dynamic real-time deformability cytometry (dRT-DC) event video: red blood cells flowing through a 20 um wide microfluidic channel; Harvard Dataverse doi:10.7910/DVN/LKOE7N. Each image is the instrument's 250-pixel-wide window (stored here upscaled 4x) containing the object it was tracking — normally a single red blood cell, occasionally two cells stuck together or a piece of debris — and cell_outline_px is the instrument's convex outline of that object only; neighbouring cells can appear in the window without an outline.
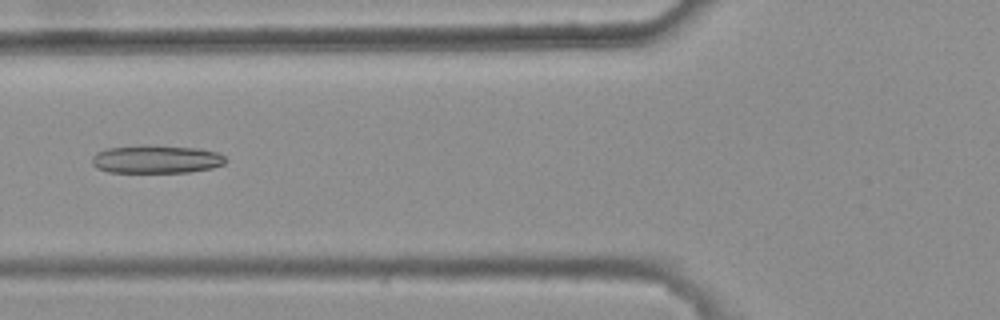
{"species": "common noctule bat (a hibernating species)", "species_latin": "Nyctalus noctula", "temperature_condition": "warm", "stored_images_in_passage": 5, "camera_frame_rate_fps": 3000, "um_per_image_px": 0.085, "animal": {"sex": "female", "body_mass_g": 25.1}, "frame": {"image": 1, "passage_image": 3, "time_ms": 0.667, "image_size_px": [1000, 320], "cell_outline_px": [[228, 160], [224, 164], [212, 168], [188, 172], [108, 172], [96, 168], [92, 164], [92, 156], [96, 152], [108, 148], [200, 148], [216, 152], [224, 156]], "centroid_in_image_um": [13.3, 13.59], "position_along_channel_um": 112.5, "area_um2": 20.87}}
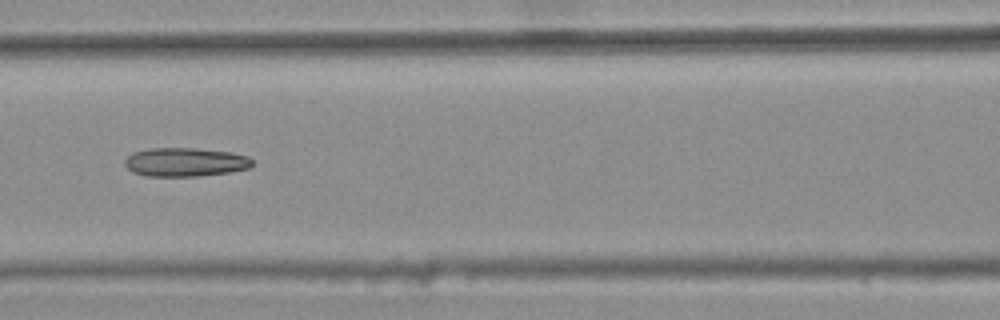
{"frame": {"image": 2, "passage_image": 4, "time_ms": 1.0, "image_size_px": [1000, 320], "cell_outline_px": [[252, 164], [248, 168], [228, 172], [200, 176], [144, 176], [132, 172], [124, 164], [124, 160], [132, 152], [152, 148], [196, 148], [232, 152], [248, 156], [252, 160]], "centroid_in_image_um": [15.72, 13.77], "position_along_channel_um": 150.9, "area_um2": 21.44}}
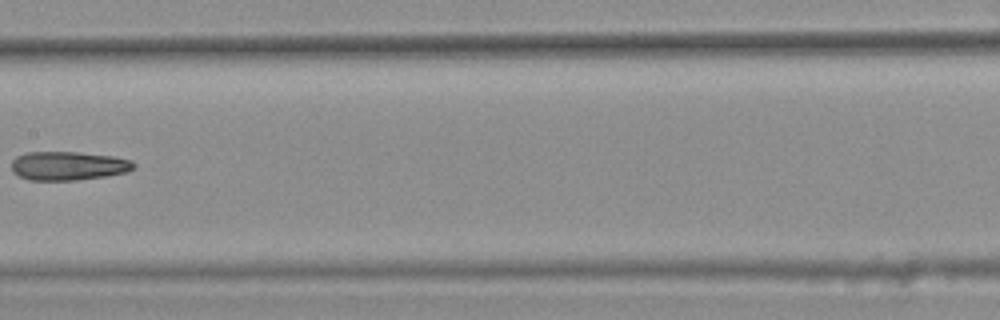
{"frame": {"image": 3, "passage_image": 5, "time_ms": 1.333, "image_size_px": [1000, 320], "cell_outline_px": [[136, 168], [124, 172], [108, 176], [76, 180], [28, 180], [12, 172], [12, 160], [16, 156], [24, 152], [76, 152], [112, 156], [132, 160], [136, 164]], "centroid_in_image_um": [5.8, 14.09], "position_along_channel_um": 201.6, "area_um2": 20.63}}